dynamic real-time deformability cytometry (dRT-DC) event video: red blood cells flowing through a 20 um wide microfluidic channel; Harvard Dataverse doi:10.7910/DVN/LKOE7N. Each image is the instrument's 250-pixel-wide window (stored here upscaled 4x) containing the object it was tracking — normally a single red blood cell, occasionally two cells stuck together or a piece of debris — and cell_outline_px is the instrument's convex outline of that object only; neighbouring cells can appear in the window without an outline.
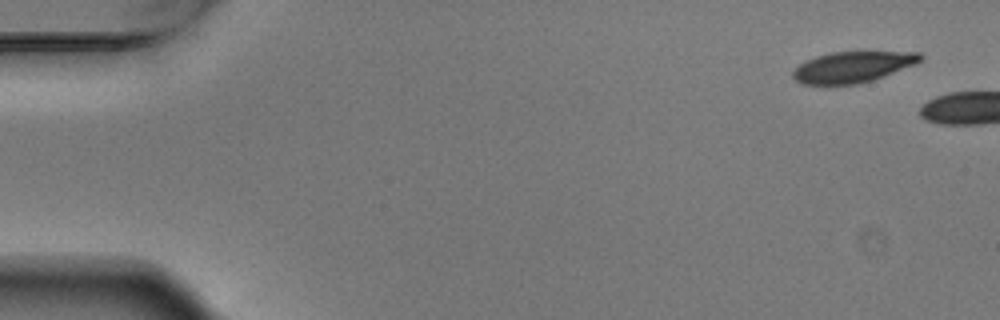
{"species": "Egyptian fruit bat (a non-hibernating species)", "species_latin": "Rousettus aegyptiacus", "temperature_condition": "warm", "stored_images_in_passage": 5, "camera_frame_rate_fps": 3000, "um_per_image_px": 0.085, "animal": {"sex": "male"}, "frame": {"image": 1, "passage_image": 1, "time_ms": 0.0, "image_size_px": [1000, 320], "cell_outline_px": [[924, 56], [916, 64], [872, 80], [856, 84], [828, 88], [804, 84], [796, 80], [792, 76], [792, 72], [800, 64], [816, 56], [832, 52], [920, 52]], "centroid_in_image_um": [72.43, 5.74], "position_along_channel_um": 12.6, "area_um2": 23.41}}